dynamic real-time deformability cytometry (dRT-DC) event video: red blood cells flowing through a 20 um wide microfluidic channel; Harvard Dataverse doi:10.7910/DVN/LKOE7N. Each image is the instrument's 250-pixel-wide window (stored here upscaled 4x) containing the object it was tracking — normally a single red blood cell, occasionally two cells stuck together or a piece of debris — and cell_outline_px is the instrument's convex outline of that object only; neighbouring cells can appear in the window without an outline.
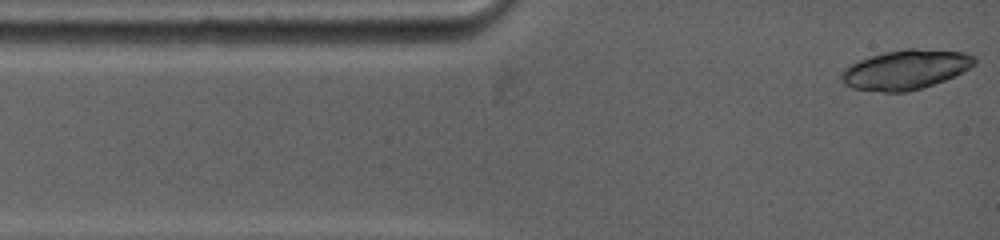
{"species": "common noctule bat (a hibernating species)", "species_latin": "Nyctalus noctula", "temperature_condition": "warm", "stored_images_in_passage": 2, "camera_frame_rate_fps": 5000, "um_per_image_px": 0.085, "animal": {"sex": "female", "body_mass_g": 19.0, "forearm_length_mm": 53.3}, "frame": {"image": 1, "passage_image": 1, "time_ms": 0.0, "image_size_px": [1000, 240], "cell_outline_px": [[976, 64], [944, 80], [920, 88], [904, 92], [884, 92], [852, 88], [836, 80], [840, 72], [848, 64], [884, 52], [908, 48], [916, 48], [968, 52], [976, 56]], "centroid_in_image_um": [76.92, 5.91], "position_along_channel_um": 8.1, "area_um2": 30.87}}